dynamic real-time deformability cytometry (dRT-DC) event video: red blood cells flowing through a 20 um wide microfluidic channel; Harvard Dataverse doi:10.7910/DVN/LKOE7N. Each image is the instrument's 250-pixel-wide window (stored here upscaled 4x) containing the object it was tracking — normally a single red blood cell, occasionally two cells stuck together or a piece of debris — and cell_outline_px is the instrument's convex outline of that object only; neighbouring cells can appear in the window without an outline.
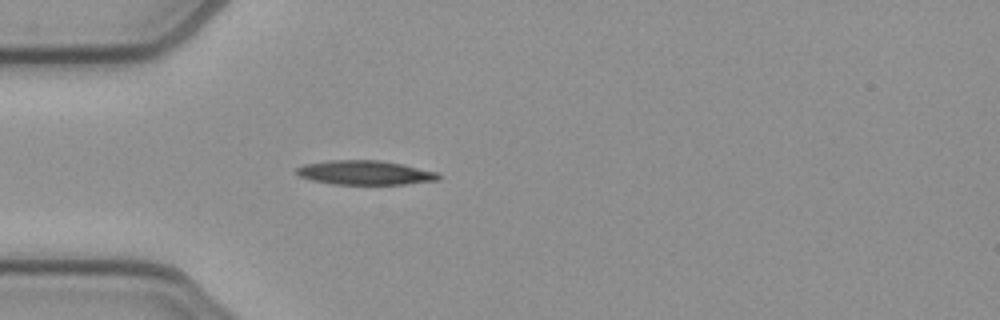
{"species": "common noctule bat (a hibernating species)", "species_latin": "Nyctalus noctula", "temperature_condition": "cold", "stored_images_in_passage": 38, "camera_frame_rate_fps": 3000, "um_per_image_px": 0.085, "animal": {"sex": "female", "body_mass_g": 21.9}, "frame": {"image": 1, "passage_image": 1, "time_ms": 0.0, "image_size_px": [1000, 320], "cell_outline_px": [[440, 180], [408, 184], [332, 184], [312, 180], [300, 176], [296, 172], [296, 168], [304, 164], [328, 160], [380, 160], [400, 164], [436, 172], [440, 176]], "centroid_in_image_um": [31.01, 14.68], "position_along_channel_um": 54.0, "area_um2": 19.94}}
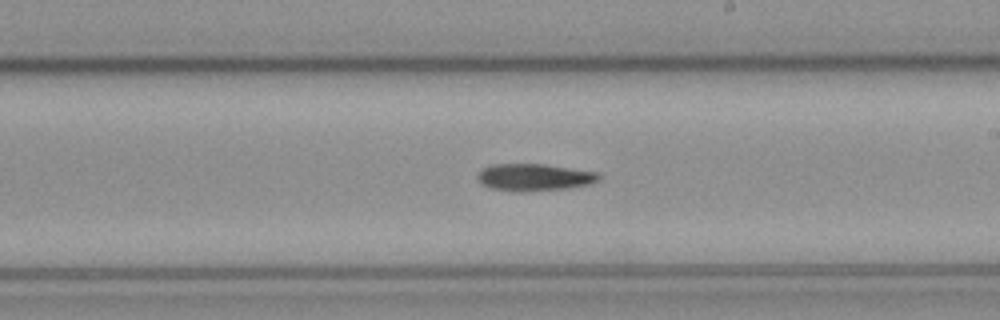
{"frame": {"image": 2, "passage_image": 16, "time_ms": 5.0, "image_size_px": [1000, 320], "cell_outline_px": [[600, 180], [592, 184], [568, 188], [520, 192], [516, 192], [492, 188], [480, 184], [476, 176], [476, 172], [480, 168], [492, 164], [544, 164], [600, 172]], "centroid_in_image_um": [45.39, 15.06], "position_along_channel_um": 243.6, "area_um2": 19.59}}
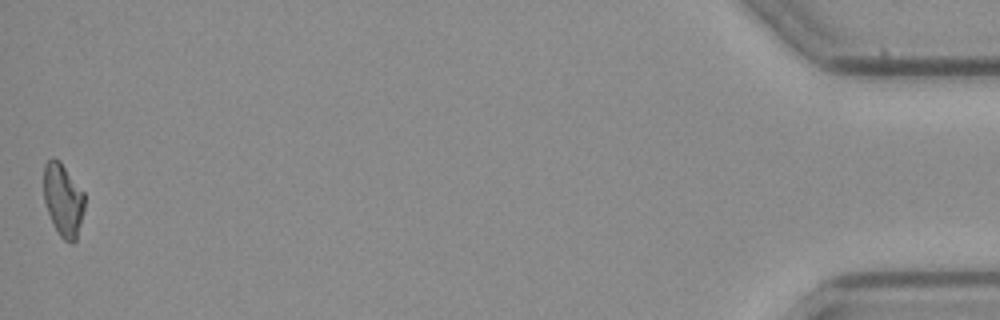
{"frame": {"image": 3, "passage_image": 38, "time_ms": 12.333, "image_size_px": [1000, 320], "cell_outline_px": [[84, 208], [76, 240], [72, 244], [64, 240], [60, 236], [48, 212], [44, 200], [44, 164], [52, 156], [60, 160], [84, 192]], "centroid_in_image_um": [5.37, 16.95], "position_along_channel_um": 429.8, "area_um2": 17.28}, "authors_computed_cell_mechanics": {"area_um2": 18.8717, "velocity_mm_per_s": 3.9246, "shape_relaxation_time_tau1_ms": 7.1484, "shape_relaxation_time_tau2_ms": null, "deformation_change_tau1": 0.1763, "deformation_change_tau2": null}}